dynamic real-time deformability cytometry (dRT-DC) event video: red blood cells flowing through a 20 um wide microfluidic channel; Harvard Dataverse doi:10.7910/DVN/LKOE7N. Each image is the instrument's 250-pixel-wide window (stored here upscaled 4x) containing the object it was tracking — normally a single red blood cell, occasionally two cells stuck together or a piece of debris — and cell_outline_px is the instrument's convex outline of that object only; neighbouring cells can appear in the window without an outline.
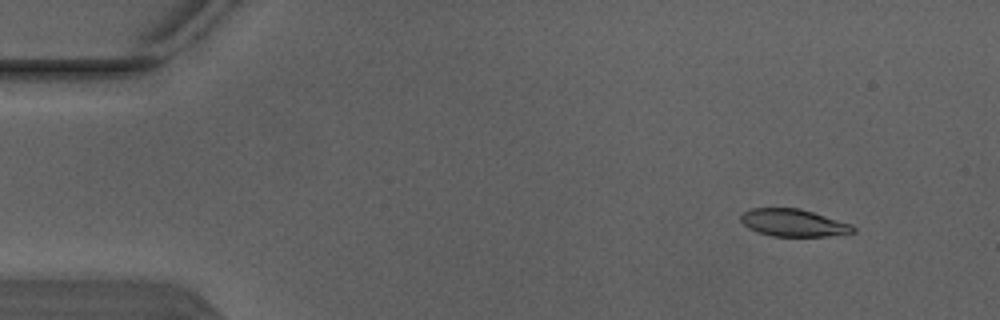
{"species": "Egyptian fruit bat (a non-hibernating species)", "species_latin": "Rousettus aegyptiacus", "temperature_condition": "warm", "stored_images_in_passage": 4, "camera_frame_rate_fps": 3000, "um_per_image_px": 0.085, "animal": {"sex": "male"}, "frame": {"image": 1, "passage_image": 1, "time_ms": 0.0, "image_size_px": [1000, 320], "cell_outline_px": [[856, 232], [828, 236], [772, 236], [756, 232], [748, 228], [740, 220], [740, 216], [744, 212], [752, 208], [800, 208], [852, 224], [856, 228]], "centroid_in_image_um": [67.45, 18.94], "position_along_channel_um": 17.6, "area_um2": 17.98}}